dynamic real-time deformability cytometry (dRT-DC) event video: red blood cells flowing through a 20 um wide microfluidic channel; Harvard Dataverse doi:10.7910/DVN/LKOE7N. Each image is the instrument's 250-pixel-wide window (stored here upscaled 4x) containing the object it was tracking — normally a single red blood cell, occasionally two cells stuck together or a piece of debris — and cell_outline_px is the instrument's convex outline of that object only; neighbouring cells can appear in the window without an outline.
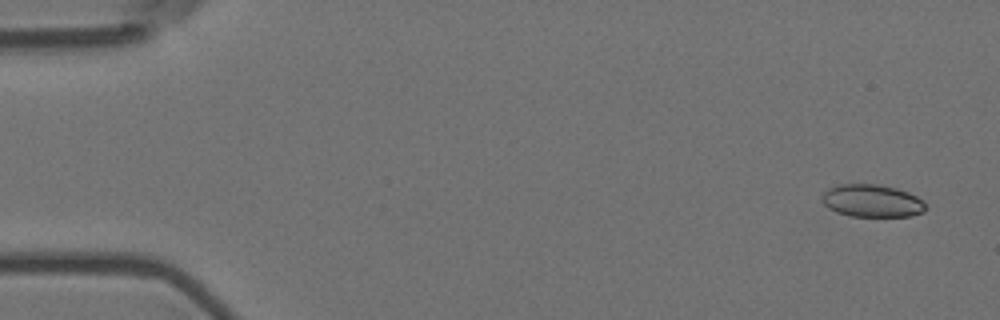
{"species": "Egyptian fruit bat (a non-hibernating species)", "species_latin": "Rousettus aegyptiacus", "temperature_condition": "room temperature", "stored_images_in_passage": 5, "camera_frame_rate_fps": 3000, "um_per_image_px": 0.085, "animal": {"sex": "female"}, "frame": {"image": 1, "passage_image": 1, "time_ms": 0.0, "image_size_px": [1000, 320], "cell_outline_px": [[924, 212], [912, 216], [848, 216], [836, 212], [828, 208], [820, 200], [820, 196], [828, 188], [836, 184], [880, 184], [896, 188], [908, 192], [916, 196], [924, 204]], "centroid_in_image_um": [74.05, 17.06], "position_along_channel_um": 10.9, "area_um2": 19.83}}
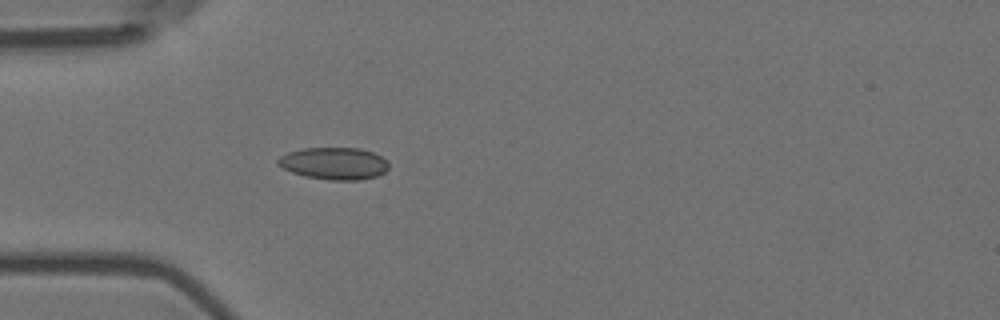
{"frame": {"image": 2, "passage_image": 5, "time_ms": 1.333, "image_size_px": [1000, 320], "cell_outline_px": [[388, 168], [384, 172], [376, 176], [360, 180], [332, 180], [304, 176], [292, 172], [276, 164], [276, 160], [280, 156], [288, 152], [304, 148], [360, 148], [372, 152], [388, 160]], "centroid_in_image_um": [28.39, 13.89], "position_along_channel_um": 56.6, "area_um2": 20.75}}